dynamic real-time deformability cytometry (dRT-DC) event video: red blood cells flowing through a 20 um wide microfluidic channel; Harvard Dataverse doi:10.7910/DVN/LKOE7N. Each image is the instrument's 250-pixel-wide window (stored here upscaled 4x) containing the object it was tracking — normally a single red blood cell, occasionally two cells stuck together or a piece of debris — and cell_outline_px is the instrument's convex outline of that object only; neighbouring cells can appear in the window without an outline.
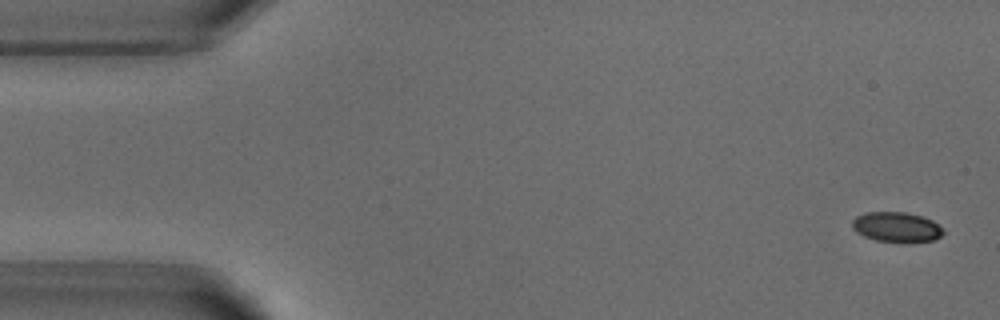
{"species": "common noctule bat (a hibernating species)", "species_latin": "Nyctalus noctula", "temperature_condition": "warm", "stored_images_in_passage": 5, "segment_of_instrument_passage": [2, 2], "camera_frame_rate_fps": 3000, "um_per_image_px": 0.085, "animal": {"sex": "male", "body_mass_g": 18.8}, "frame": {"image": 1, "passage_image": 5, "time_ms": 5.667, "image_size_px": [1000, 320], "cell_outline_px": [[944, 232], [940, 236], [932, 240], [904, 244], [876, 240], [864, 236], [856, 232], [852, 228], [852, 220], [856, 216], [864, 212], [904, 212], [924, 216], [932, 220]], "centroid_in_image_um": [76.17, 19.31], "position_along_channel_um": 8.8, "area_um2": 16.18}}